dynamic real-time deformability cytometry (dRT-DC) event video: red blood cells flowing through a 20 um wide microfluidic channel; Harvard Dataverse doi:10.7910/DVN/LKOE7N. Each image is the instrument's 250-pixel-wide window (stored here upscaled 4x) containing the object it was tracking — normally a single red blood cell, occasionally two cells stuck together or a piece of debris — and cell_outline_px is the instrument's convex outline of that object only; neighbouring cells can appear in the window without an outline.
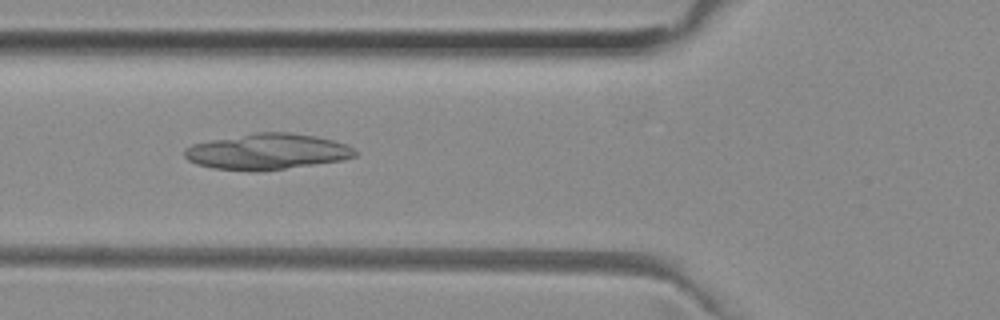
{"species": "common noctule bat (a hibernating species)", "species_latin": "Nyctalus noctula", "temperature_condition": "room temperature", "stored_images_in_passage": 51, "camera_frame_rate_fps": 3000, "um_per_image_px": 0.085, "animal": {"sex": "female", "body_mass_g": 29.2, "forearm_length_mm": 56.3}, "frame": {"image": 1, "passage_image": 19, "time_ms": 6.0, "image_size_px": [1000, 320], "cell_outline_px": [[356, 156], [340, 160], [256, 172], [252, 172], [212, 168], [196, 164], [188, 160], [184, 156], [184, 148], [192, 144], [212, 140], [256, 132], [292, 132], [316, 136], [332, 140], [344, 144], [352, 148], [356, 152]], "centroid_in_image_um": [22.65, 12.89], "position_along_channel_um": 103.1, "area_um2": 35.43}}
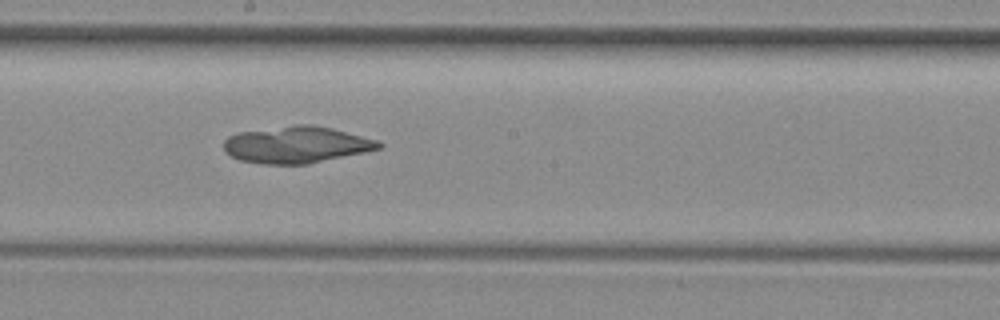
{"frame": {"image": 2, "passage_image": 28, "time_ms": 9.0, "image_size_px": [1000, 320], "cell_outline_px": [[384, 144], [380, 148], [364, 152], [308, 164], [260, 164], [240, 160], [232, 156], [224, 148], [224, 140], [228, 136], [240, 132], [296, 124], [312, 124], [332, 128], [376, 140]], "centroid_in_image_um": [25.19, 12.3], "position_along_channel_um": 223.0, "area_um2": 32.95}}
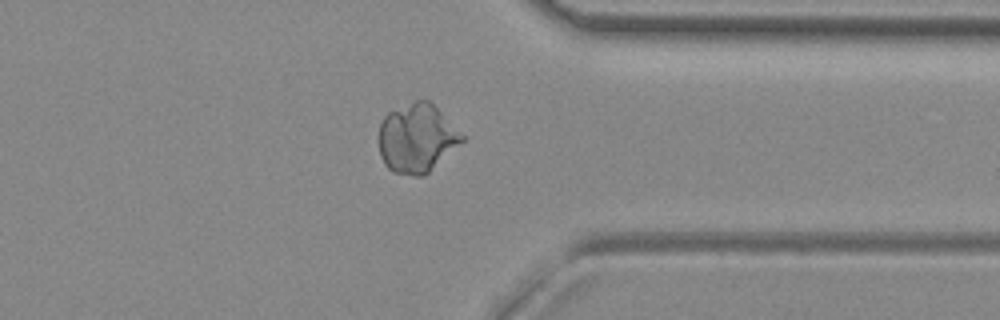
{"frame": {"image": 3, "passage_image": 40, "time_ms": 13.0, "image_size_px": [1000, 320], "cell_outline_px": [[464, 140], [424, 176], [412, 176], [392, 172], [384, 164], [380, 156], [376, 140], [380, 124], [384, 116], [388, 112], [416, 100], [428, 100], [464, 136]], "centroid_in_image_um": [35.36, 11.77], "position_along_channel_um": 376.0, "area_um2": 33.29}}